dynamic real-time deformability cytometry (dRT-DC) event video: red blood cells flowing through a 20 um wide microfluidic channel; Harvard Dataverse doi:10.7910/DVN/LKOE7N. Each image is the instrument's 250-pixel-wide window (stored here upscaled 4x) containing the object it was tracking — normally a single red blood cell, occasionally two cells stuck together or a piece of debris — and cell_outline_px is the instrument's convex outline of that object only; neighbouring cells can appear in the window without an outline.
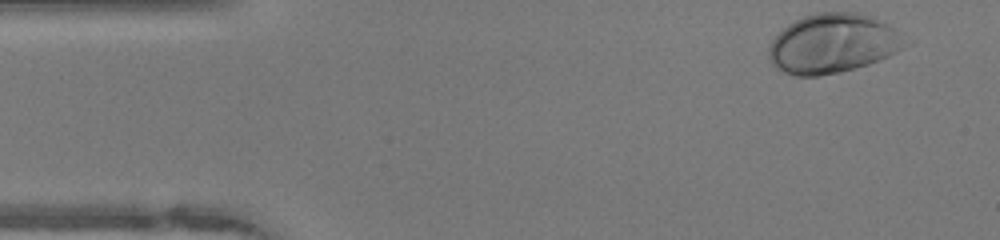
{"species": "human", "species_latin": "Homo sapiens", "temperature_condition": "warm", "stored_images_in_passage": 39, "camera_frame_rate_fps": 3000, "um_per_image_px": 0.085, "donor": {"sex": "female"}, "frame": {"image": 1, "passage_image": 1, "time_ms": 0.0, "image_size_px": [1000, 240], "cell_outline_px": [[912, 44], [888, 56], [868, 64], [856, 68], [840, 72], [820, 76], [796, 76], [784, 72], [776, 68], [772, 64], [768, 56], [768, 48], [772, 40], [788, 24], [812, 12], [860, 12], [872, 16], [888, 24]], "centroid_in_image_um": [70.8, 3.7], "position_along_channel_um": 14.2, "area_um2": 47.45}}
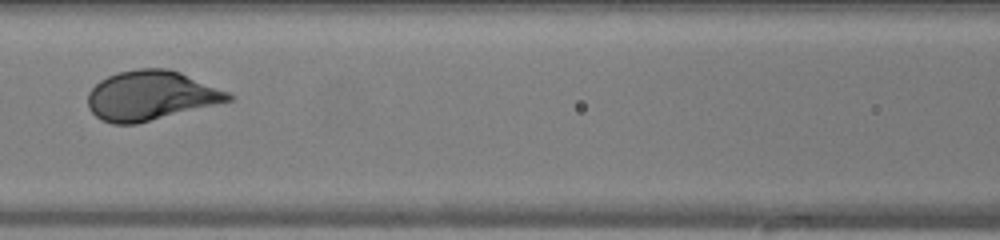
{"frame": {"image": 2, "passage_image": 18, "time_ms": 5.667, "image_size_px": [1000, 240], "cell_outline_px": [[232, 100], [136, 124], [112, 124], [100, 120], [88, 108], [88, 92], [100, 80], [108, 76], [120, 72], [140, 68], [168, 68], [180, 72], [228, 92], [232, 96]], "centroid_in_image_um": [12.77, 8.13], "position_along_channel_um": 153.8, "area_um2": 40.17}}
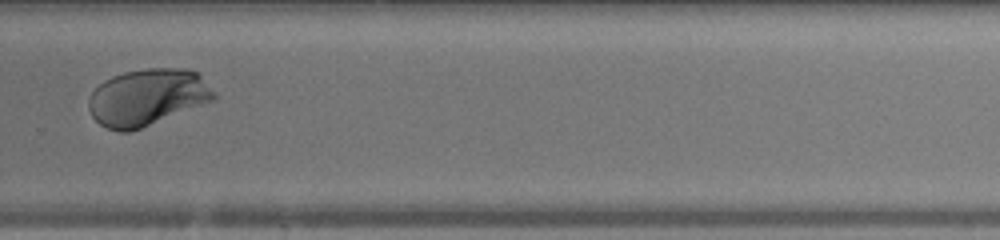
{"frame": {"image": 3, "passage_image": 30, "time_ms": 9.667, "image_size_px": [1000, 240], "cell_outline_px": [[216, 100], [132, 132], [120, 132], [108, 128], [100, 124], [92, 116], [88, 108], [88, 100], [92, 92], [104, 80], [112, 76], [124, 72], [144, 68], [188, 68], [196, 72], [216, 92]], "centroid_in_image_um": [12.55, 8.27], "position_along_channel_um": 317.3, "area_um2": 41.79}, "authors_computed_cell_mechanics": {"area_um2": 40.8068, "velocity_mm_per_s": 4.0961, "shape_relaxation_time_tau1_ms": 1.9621, "shape_relaxation_time_tau2_ms": null, "deformation_change_tau1": 0.1651, "deformation_change_tau2": null}}